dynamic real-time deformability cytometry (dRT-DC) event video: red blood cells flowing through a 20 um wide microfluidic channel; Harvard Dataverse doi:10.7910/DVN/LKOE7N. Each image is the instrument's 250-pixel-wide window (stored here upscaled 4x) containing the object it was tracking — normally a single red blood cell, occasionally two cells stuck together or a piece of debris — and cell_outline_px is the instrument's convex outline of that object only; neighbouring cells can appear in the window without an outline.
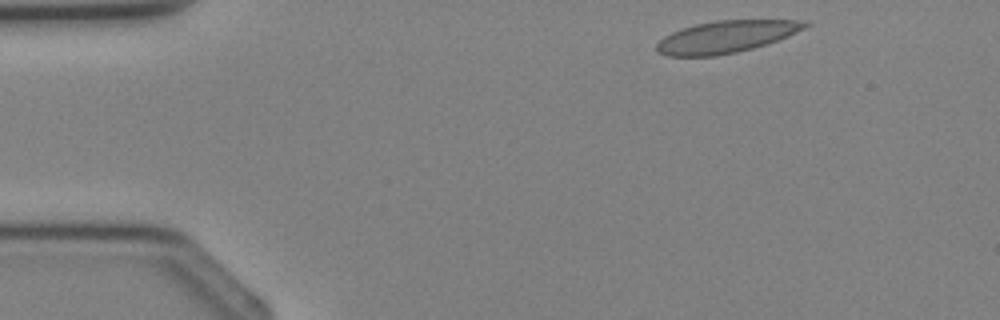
{"species": "Egyptian fruit bat (a non-hibernating species)", "species_latin": "Rousettus aegyptiacus", "temperature_condition": "cold", "stored_images_in_passage": 3, "camera_frame_rate_fps": 3000, "um_per_image_px": 0.085, "animal": {"sex": "female"}, "frame": {"image": 1, "passage_image": 1, "time_ms": 0.0, "image_size_px": [1000, 320], "cell_outline_px": [[812, 24], [804, 28], [776, 40], [752, 48], [736, 52], [716, 56], [668, 56], [656, 52], [656, 44], [664, 36], [672, 32], [696, 24], [716, 20], [804, 20]], "centroid_in_image_um": [61.68, 3.12], "position_along_channel_um": 23.3, "area_um2": 27.4}}
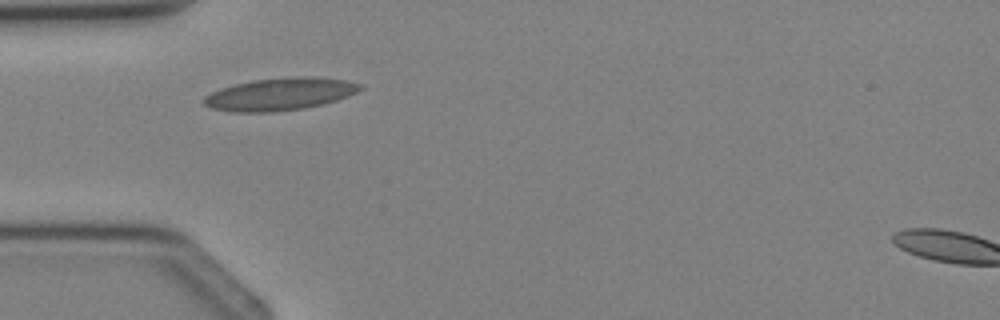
{"frame": {"image": 2, "passage_image": 2, "time_ms": 2.0, "image_size_px": [1000, 320], "cell_outline_px": [[364, 88], [348, 96], [324, 104], [304, 108], [272, 112], [232, 112], [212, 108], [204, 104], [200, 100], [204, 96], [220, 88], [252, 80], [292, 76], [308, 76], [348, 80], [360, 84]], "centroid_in_image_um": [23.79, 7.99], "position_along_channel_um": 61.2, "area_um2": 29.71}}
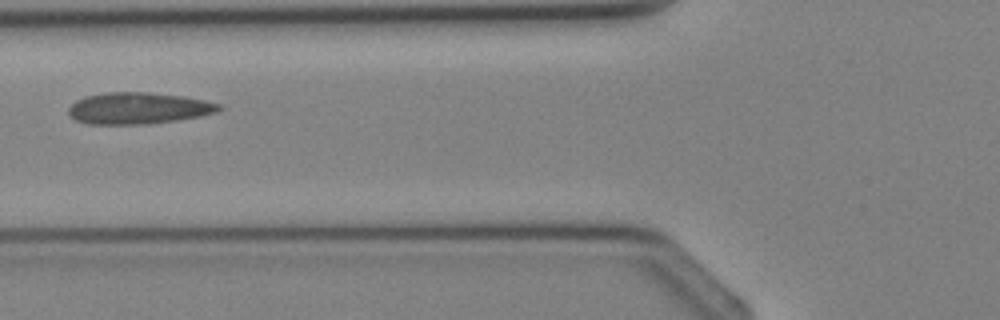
{"frame": {"image": 3, "passage_image": 3, "time_ms": 3.0, "image_size_px": [1000, 320], "cell_outline_px": [[224, 108], [216, 112], [200, 116], [176, 120], [148, 124], [88, 124], [76, 120], [68, 112], [68, 108], [76, 100], [84, 96], [104, 92], [148, 92], [184, 96], [204, 100], [220, 104]], "centroid_in_image_um": [11.76, 9.19], "position_along_channel_um": 114.0, "area_um2": 27.74}}